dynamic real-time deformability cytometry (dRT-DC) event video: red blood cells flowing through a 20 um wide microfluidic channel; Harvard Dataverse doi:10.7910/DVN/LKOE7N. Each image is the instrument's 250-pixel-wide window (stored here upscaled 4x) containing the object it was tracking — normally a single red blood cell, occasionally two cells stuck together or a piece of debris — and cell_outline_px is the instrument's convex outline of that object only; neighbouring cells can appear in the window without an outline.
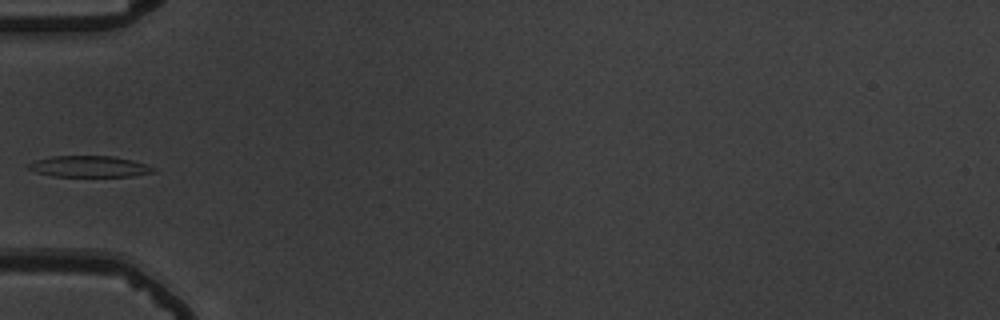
{"species": "common noctule bat (a hibernating species)", "species_latin": "Nyctalus noctula", "temperature_condition": "warm", "stored_images_in_passage": 37, "camera_frame_rate_fps": 3000, "um_per_image_px": 0.085, "animal": {"sex": "male", "body_mass_g": 19.5, "forearm_length_mm": 54.6}, "frame": {"image": 1, "passage_image": 1, "time_ms": 0.0, "image_size_px": [1000, 320], "cell_outline_px": [[156, 172], [132, 176], [52, 176], [36, 172], [28, 168], [28, 164], [36, 160], [52, 156], [112, 156], [132, 160], [156, 168]], "centroid_in_image_um": [7.61, 14.15], "position_along_channel_um": 77.4, "area_um2": 15.32}}
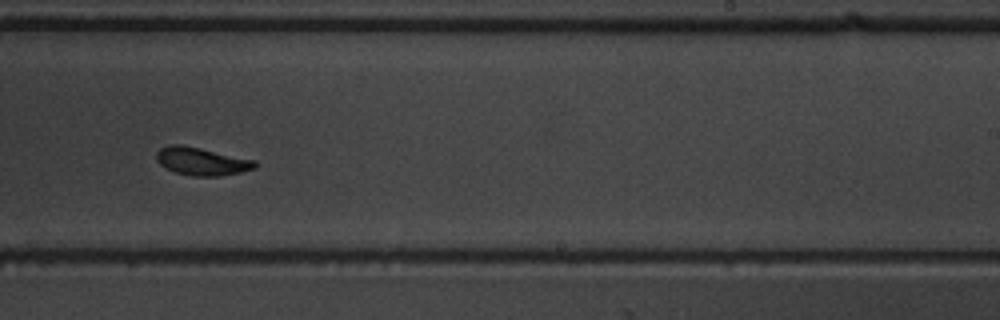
{"frame": {"image": 2, "passage_image": 17, "time_ms": 5.333, "image_size_px": [1000, 320], "cell_outline_px": [[256, 168], [240, 172], [220, 176], [192, 176], [176, 172], [160, 164], [156, 160], [156, 152], [160, 148], [168, 144], [180, 144], [200, 148], [256, 160]], "centroid_in_image_um": [17.13, 13.7], "position_along_channel_um": 271.9, "area_um2": 15.95}}
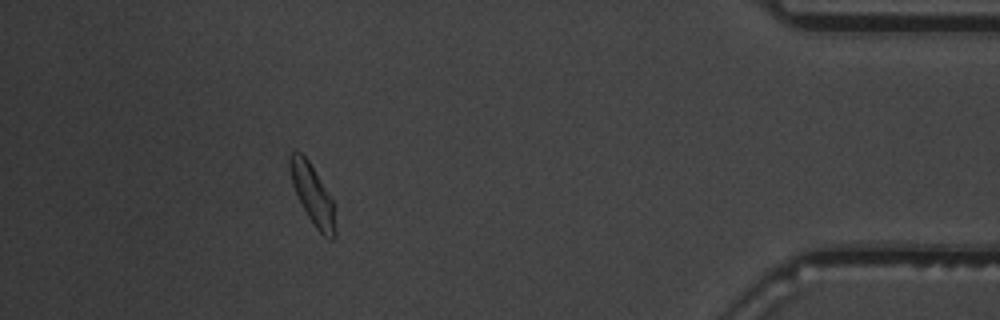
{"frame": {"image": 3, "passage_image": 32, "time_ms": 10.333, "image_size_px": [1000, 320], "cell_outline_px": [[336, 236], [332, 240], [324, 236], [316, 228], [308, 216], [292, 184], [288, 164], [288, 156], [292, 152], [300, 152], [308, 160], [332, 200], [336, 232]], "centroid_in_image_um": [26.55, 16.54], "position_along_channel_um": 408.6, "area_um2": 15.32}}